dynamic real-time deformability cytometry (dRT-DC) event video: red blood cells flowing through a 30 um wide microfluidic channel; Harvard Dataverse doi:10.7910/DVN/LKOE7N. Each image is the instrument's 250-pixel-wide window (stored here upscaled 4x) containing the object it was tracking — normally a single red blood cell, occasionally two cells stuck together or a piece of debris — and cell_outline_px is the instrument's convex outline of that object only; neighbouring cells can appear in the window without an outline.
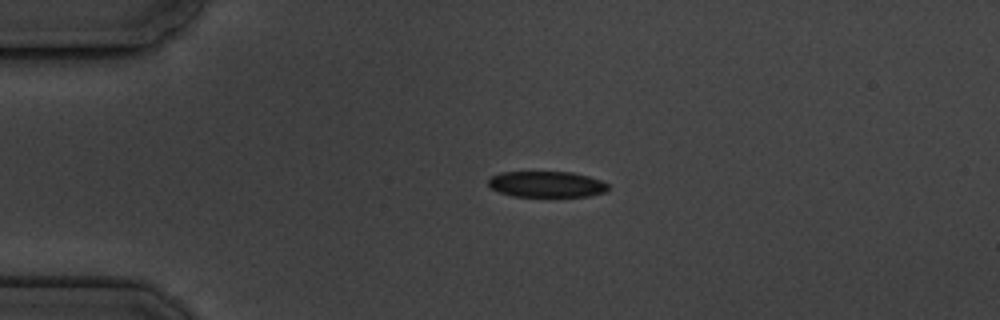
{"species": "common noctule bat (a hibernating species)", "species_latin": "Nyctalus noctula", "temperature_condition": "cold", "stored_images_in_passage": 4, "camera_frame_rate_fps": 3000, "um_per_image_px": 0.085, "animal": {"sex": "male", "body_mass_g": 19.5, "forearm_length_mm": 54.6}, "frame": {"image": 1, "passage_image": 3, "time_ms": 2.333, "image_size_px": [1000, 320], "cell_outline_px": [[608, 192], [588, 196], [512, 196], [500, 192], [492, 188], [488, 184], [488, 180], [492, 176], [500, 172], [572, 172], [588, 176], [600, 180], [608, 184]], "centroid_in_image_um": [46.48, 15.66], "position_along_channel_um": 38.5, "area_um2": 18.09}}